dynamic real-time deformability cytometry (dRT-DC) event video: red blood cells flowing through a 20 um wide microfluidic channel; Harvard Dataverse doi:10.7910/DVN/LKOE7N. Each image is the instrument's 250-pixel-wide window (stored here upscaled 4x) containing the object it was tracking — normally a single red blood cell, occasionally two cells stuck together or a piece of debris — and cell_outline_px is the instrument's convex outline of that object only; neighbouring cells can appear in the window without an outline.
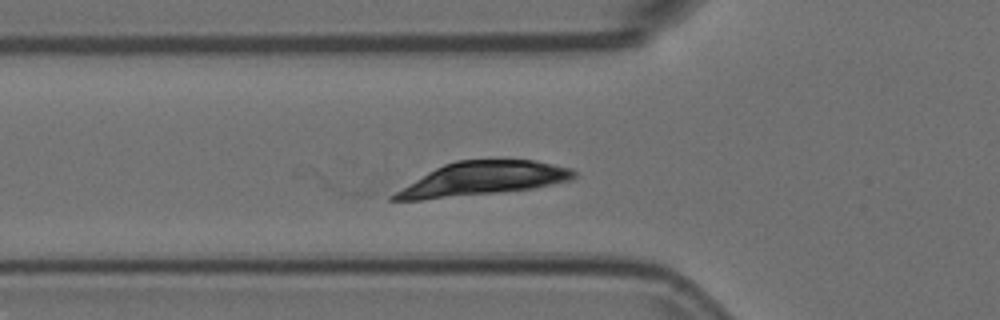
{"species": "Egyptian fruit bat (a non-hibernating species)", "species_latin": "Rousettus aegyptiacus", "temperature_condition": "room temperature", "stored_images_in_passage": 30, "camera_frame_rate_fps": 3000, "um_per_image_px": 0.085, "animal": {"sex": "female"}, "frame": {"image": 1, "passage_image": 2, "time_ms": 0.333, "image_size_px": [1000, 320], "cell_outline_px": [[576, 176], [572, 180], [532, 188], [496, 192], [420, 200], [388, 200], [388, 196], [428, 172], [444, 164], [456, 160], [536, 160], [572, 168], [576, 172]], "centroid_in_image_um": [41.04, 15.18], "position_along_channel_um": 84.8, "area_um2": 34.91}}
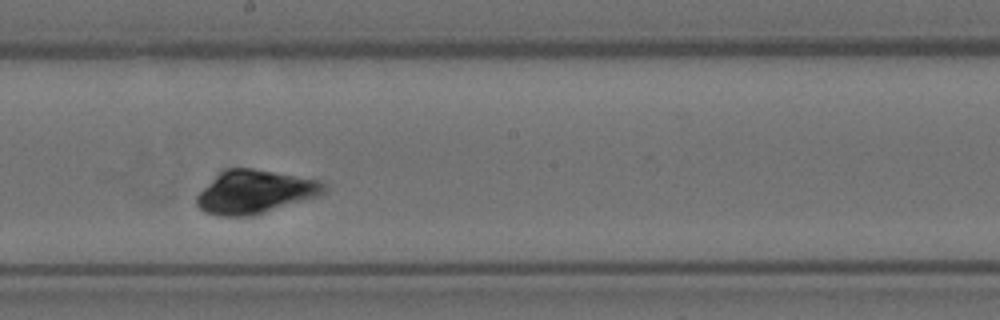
{"frame": {"image": 2, "passage_image": 14, "time_ms": 4.333, "image_size_px": [1000, 320], "cell_outline_px": [[328, 188], [324, 192], [316, 196], [252, 216], [220, 216], [208, 212], [200, 208], [196, 204], [196, 196], [224, 168], [252, 168], [320, 180], [328, 184]], "centroid_in_image_um": [21.68, 16.3], "position_along_channel_um": 226.5, "area_um2": 31.73}}
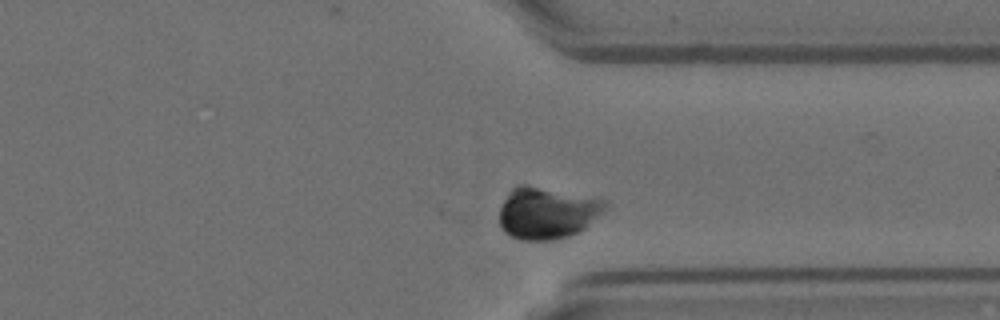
{"frame": {"image": 3, "passage_image": 26, "time_ms": 8.333, "image_size_px": [1000, 320], "cell_outline_px": [[608, 204], [604, 212], [584, 228], [568, 236], [556, 240], [520, 240], [504, 232], [500, 228], [500, 208], [508, 192], [516, 184], [524, 184], [608, 200]], "centroid_in_image_um": [46.49, 18.09], "position_along_channel_um": 364.9, "area_um2": 32.02}}